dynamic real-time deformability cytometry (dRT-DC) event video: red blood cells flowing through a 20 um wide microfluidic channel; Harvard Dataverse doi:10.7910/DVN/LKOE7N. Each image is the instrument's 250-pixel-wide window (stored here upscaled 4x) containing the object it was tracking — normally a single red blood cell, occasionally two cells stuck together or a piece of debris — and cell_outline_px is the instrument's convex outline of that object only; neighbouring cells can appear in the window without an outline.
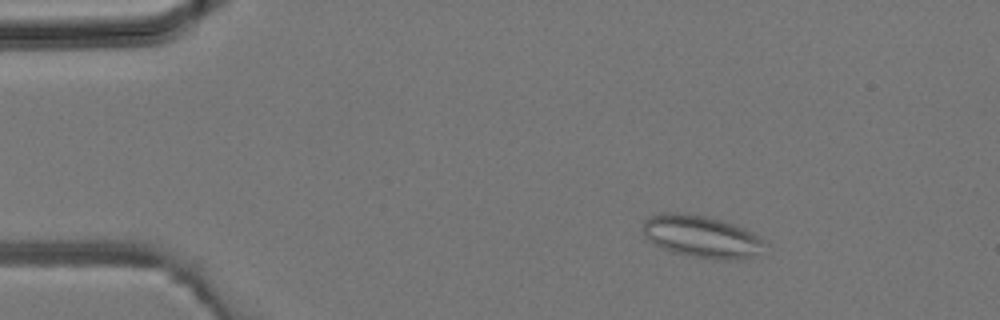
{"species": "common noctule bat (a hibernating species)", "species_latin": "Nyctalus noctula", "temperature_condition": "room temperature", "stored_images_in_passage": 4, "camera_frame_rate_fps": 3000, "um_per_image_px": 0.085, "animal": {"sex": "male", "body_mass_g": 19.2, "forearm_length_mm": 51.8}, "frame": {"image": 1, "passage_image": 2, "time_ms": 0.333, "image_size_px": [1000, 320], "cell_outline_px": [[760, 244], [756, 252], [752, 256], [736, 260], [720, 260], [692, 256], [672, 252], [648, 240], [644, 236], [644, 220], [648, 216], [660, 212], [676, 212], [704, 216], [720, 220], [744, 228], [752, 232], [760, 240]], "centroid_in_image_um": [59.52, 20.09], "position_along_channel_um": 25.5, "area_um2": 29.19}}
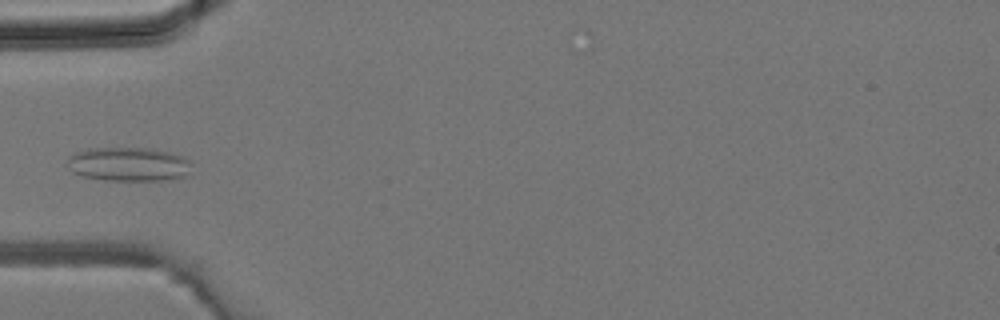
{"frame": {"image": 2, "passage_image": 4, "time_ms": 1.0, "image_size_px": [1000, 320], "cell_outline_px": [[188, 176], [172, 180], [104, 180], [84, 176], [72, 172], [68, 168], [68, 156], [76, 152], [88, 148], [148, 148], [168, 152], [184, 156], [188, 160]], "centroid_in_image_um": [10.91, 13.96], "position_along_channel_um": 74.1, "area_um2": 24.62}}